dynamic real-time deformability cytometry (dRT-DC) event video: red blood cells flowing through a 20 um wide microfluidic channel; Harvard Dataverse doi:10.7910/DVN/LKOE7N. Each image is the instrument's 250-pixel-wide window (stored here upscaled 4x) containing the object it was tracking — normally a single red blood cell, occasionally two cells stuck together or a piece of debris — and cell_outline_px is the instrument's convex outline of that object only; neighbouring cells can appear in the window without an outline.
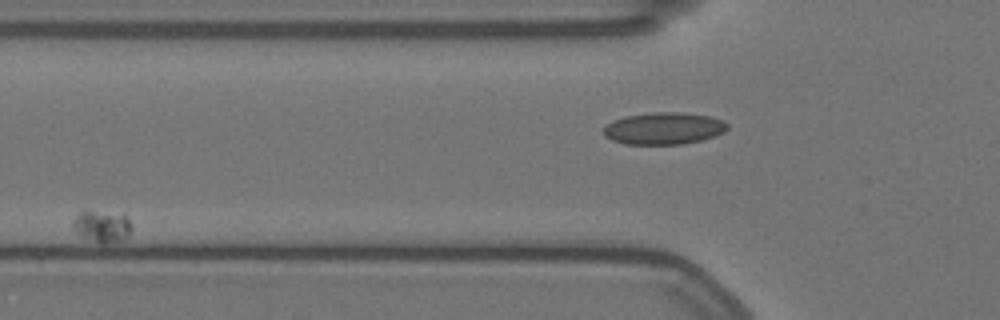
{"species": "Egyptian fruit bat (a non-hibernating species)", "species_latin": "Rousettus aegyptiacus", "temperature_condition": "warm", "stored_images_in_passage": 40, "segment_of_instrument_passage": [2, 2], "camera_frame_rate_fps": 3000, "um_per_image_px": 0.085, "animal": {"sex": "female"}, "frame": {"image": 1, "passage_image": 5, "time_ms": 1.333, "image_size_px": [1000, 320], "cell_outline_px": [[132, 232], [128, 236], [120, 240], [104, 244], [100, 244], [84, 236], [72, 224], [76, 216], [80, 212], [124, 212], [132, 224]], "centroid_in_image_um": [8.79, 19.22], "position_along_channel_um": 117.0, "area_um2": 10.69}}
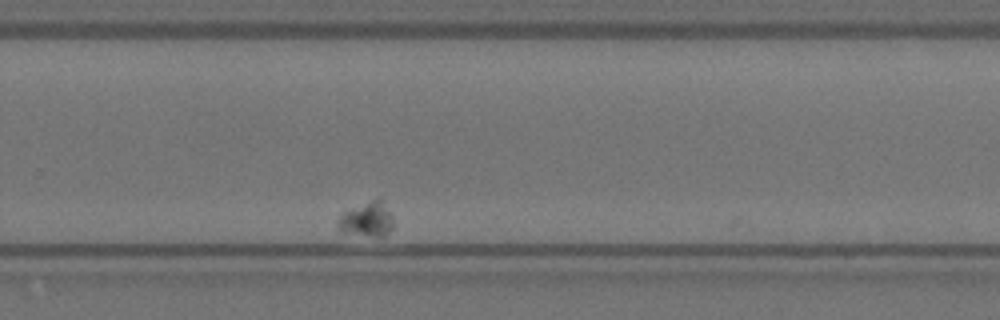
{"frame": {"image": 2, "passage_image": 31, "time_ms": 10.0, "image_size_px": [1000, 320], "cell_outline_px": [[392, 228], [384, 236], [372, 236], [340, 232], [340, 216], [344, 212], [380, 196], [384, 200], [392, 216]], "centroid_in_image_um": [31.25, 18.62], "position_along_channel_um": 298.5, "area_um2": 10.98}}
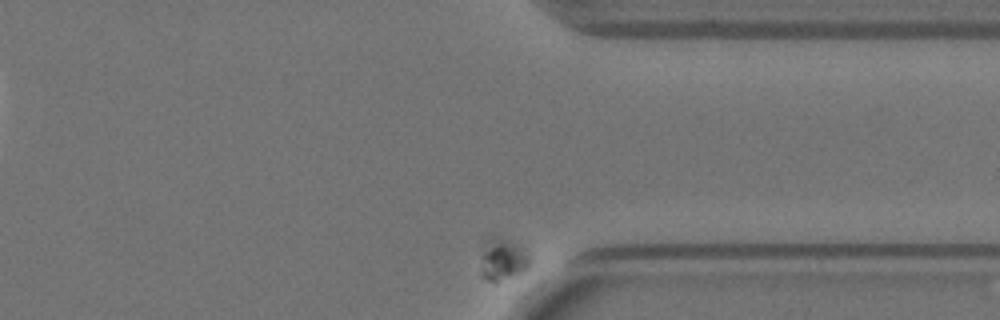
{"frame": {"image": 3, "passage_image": 40, "time_ms": 13.0, "image_size_px": [1000, 320], "cell_outline_px": [[528, 264], [520, 272], [496, 280], [488, 280], [480, 276], [480, 272], [484, 252], [492, 236], [504, 240], [524, 248], [528, 256]], "centroid_in_image_um": [42.72, 22.07], "position_along_channel_um": 368.7, "area_um2": 10.75}}